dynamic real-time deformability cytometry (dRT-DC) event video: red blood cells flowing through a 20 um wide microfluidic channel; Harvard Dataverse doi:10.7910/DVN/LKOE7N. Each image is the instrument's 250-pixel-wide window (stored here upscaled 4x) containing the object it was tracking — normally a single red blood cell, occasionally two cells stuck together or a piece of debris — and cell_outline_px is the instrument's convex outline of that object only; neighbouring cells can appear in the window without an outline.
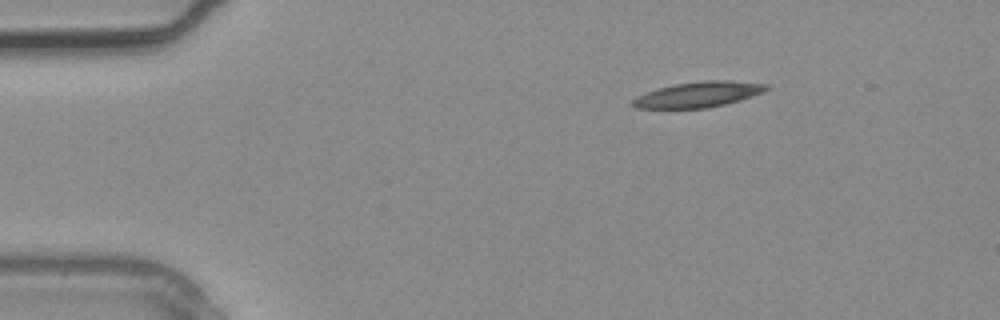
{"species": "common noctule bat (a hibernating species)", "species_latin": "Nyctalus noctula", "temperature_condition": "warm", "stored_images_in_passage": 2, "camera_frame_rate_fps": 3000, "um_per_image_px": 0.085, "animal": {"sex": "male", "body_mass_g": 20.4}, "frame": {"image": 1, "passage_image": 1, "time_ms": 0.0, "image_size_px": [1000, 320], "cell_outline_px": [[772, 88], [764, 92], [740, 100], [708, 108], [636, 108], [628, 104], [636, 96], [656, 88], [676, 84], [704, 80], [732, 80], [768, 84]], "centroid_in_image_um": [59.37, 8.02], "position_along_channel_um": 25.6, "area_um2": 20.11}}